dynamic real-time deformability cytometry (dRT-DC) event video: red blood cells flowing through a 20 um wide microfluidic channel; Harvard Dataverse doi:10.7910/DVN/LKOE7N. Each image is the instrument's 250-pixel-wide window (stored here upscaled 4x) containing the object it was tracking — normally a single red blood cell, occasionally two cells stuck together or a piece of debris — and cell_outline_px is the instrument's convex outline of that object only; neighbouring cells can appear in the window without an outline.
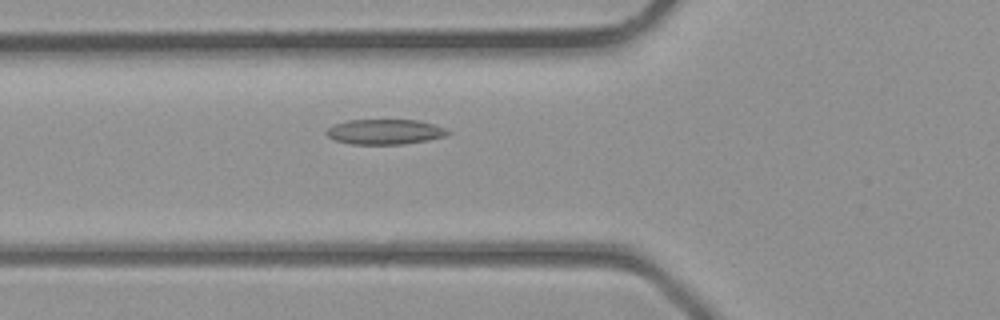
{"species": "common noctule bat (a hibernating species)", "species_latin": "Nyctalus noctula", "temperature_condition": "room temperature", "stored_images_in_passage": 37, "camera_frame_rate_fps": 3000, "um_per_image_px": 0.085, "animal": {"sex": "male", "body_mass_g": 23.1, "forearm_length_mm": 52.7}, "frame": {"image": 1, "passage_image": 13, "time_ms": 4.0, "image_size_px": [1000, 320], "cell_outline_px": [[452, 132], [444, 136], [428, 140], [404, 144], [352, 144], [336, 140], [328, 136], [324, 132], [332, 124], [348, 120], [416, 120], [448, 128]], "centroid_in_image_um": [32.72, 11.2], "position_along_channel_um": 93.1, "area_um2": 17.8}}
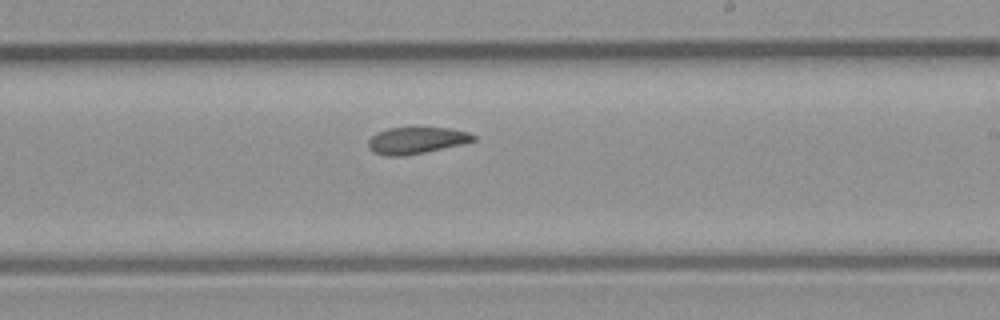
{"frame": {"image": 2, "passage_image": 22, "time_ms": 7.0, "image_size_px": [1000, 320], "cell_outline_px": [[476, 140], [460, 144], [424, 152], [400, 156], [388, 156], [372, 152], [368, 148], [368, 140], [376, 132], [388, 128], [412, 124], [448, 128], [468, 132], [476, 136]], "centroid_in_image_um": [35.35, 11.87], "position_along_channel_um": 253.7, "area_um2": 16.99}}
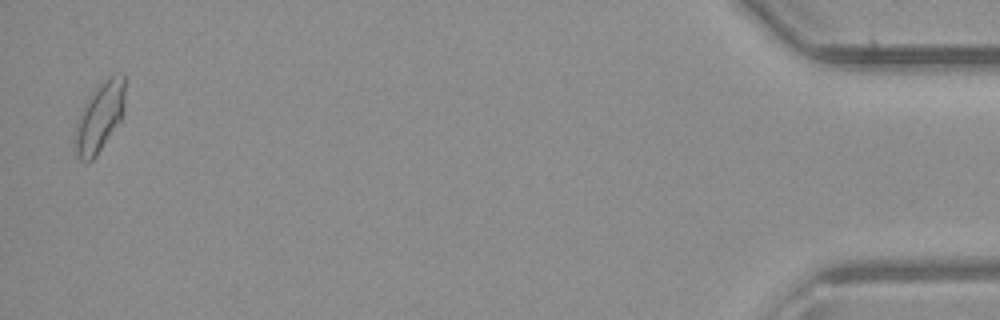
{"frame": {"image": 3, "passage_image": 37, "time_ms": 12.0, "image_size_px": [1000, 320], "cell_outline_px": [[124, 112], [120, 120], [96, 156], [88, 164], [84, 164], [80, 160], [76, 152], [76, 128], [80, 116], [88, 96], [108, 76], [120, 72], [124, 72]], "centroid_in_image_um": [8.5, 9.94], "position_along_channel_um": 426.7, "area_um2": 19.88}}